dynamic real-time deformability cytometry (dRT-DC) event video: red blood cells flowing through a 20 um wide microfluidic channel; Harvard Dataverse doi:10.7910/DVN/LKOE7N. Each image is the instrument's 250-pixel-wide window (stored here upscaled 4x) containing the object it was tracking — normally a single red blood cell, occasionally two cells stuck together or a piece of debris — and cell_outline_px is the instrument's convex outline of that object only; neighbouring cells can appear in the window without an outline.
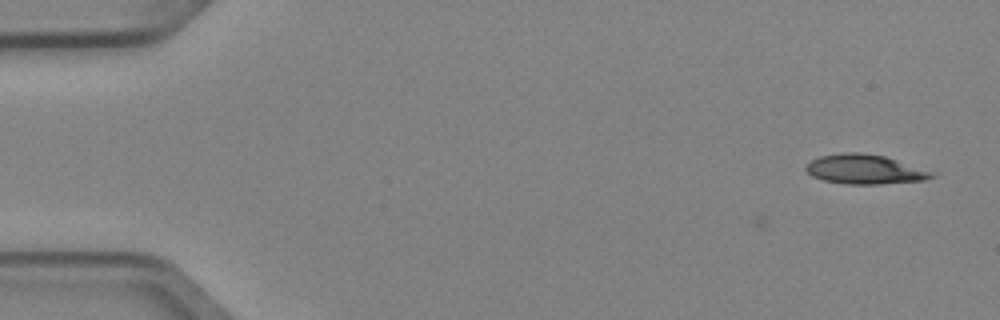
{"species": "Egyptian fruit bat (a non-hibernating species)", "species_latin": "Rousettus aegyptiacus", "temperature_condition": "cold", "stored_images_in_passage": 3, "camera_frame_rate_fps": 3000, "um_per_image_px": 0.085, "animal": {"sex": "female"}, "frame": {"image": 1, "passage_image": 3, "time_ms": 0.667, "image_size_px": [1000, 320], "cell_outline_px": [[936, 176], [924, 180], [880, 184], [844, 184], [824, 180], [812, 176], [804, 168], [812, 160], [820, 156], [844, 152], [860, 152], [884, 156], [936, 172]], "centroid_in_image_um": [73.53, 14.39], "position_along_channel_um": 11.5, "area_um2": 21.62}}